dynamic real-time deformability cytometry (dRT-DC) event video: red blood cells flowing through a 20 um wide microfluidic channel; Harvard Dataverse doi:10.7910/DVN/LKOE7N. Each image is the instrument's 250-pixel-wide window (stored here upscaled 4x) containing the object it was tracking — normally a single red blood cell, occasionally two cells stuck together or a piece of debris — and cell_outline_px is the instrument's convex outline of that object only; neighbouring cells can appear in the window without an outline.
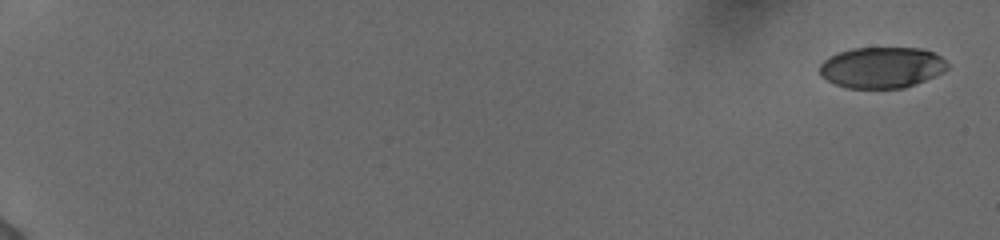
{"species": "human", "species_latin": "Homo sapiens", "temperature_condition": "cold", "stored_images_in_passage": 55, "camera_frame_rate_fps": 3000, "um_per_image_px": 0.085, "donor": {"sex": "female"}, "frame": {"image": 1, "passage_image": 1, "time_ms": 0.0, "image_size_px": [1000, 240], "cell_outline_px": [[948, 68], [924, 80], [904, 88], [844, 88], [832, 84], [820, 76], [820, 64], [828, 56], [852, 48], [920, 48], [932, 52], [940, 56], [948, 64]], "centroid_in_image_um": [74.88, 5.74], "position_along_channel_um": 10.1, "area_um2": 30.52}}
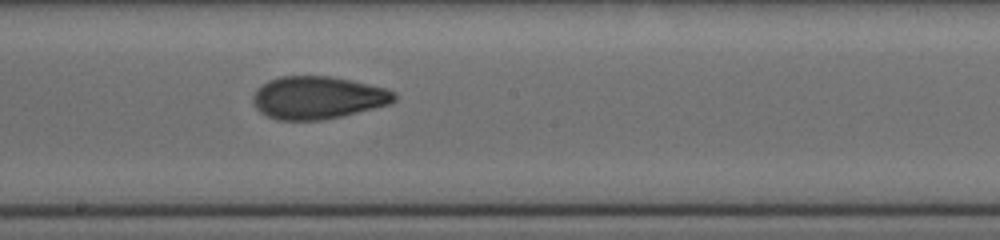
{"frame": {"image": 2, "passage_image": 34, "time_ms": 11.0, "image_size_px": [1000, 240], "cell_outline_px": [[396, 100], [388, 104], [340, 116], [320, 120], [276, 120], [260, 112], [252, 104], [252, 96], [256, 88], [268, 80], [280, 76], [332, 76], [352, 80], [388, 88], [396, 92]], "centroid_in_image_um": [26.98, 8.28], "position_along_channel_um": 221.2, "area_um2": 35.32}}
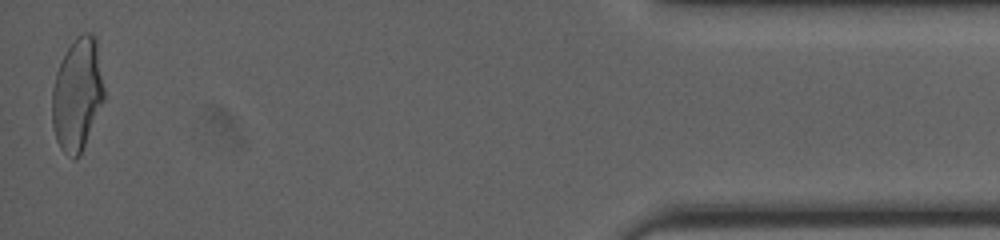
{"frame": {"image": 3, "passage_image": 55, "time_ms": 18.0, "image_size_px": [1000, 240], "cell_outline_px": [[104, 100], [80, 156], [72, 160], [60, 148], [56, 140], [52, 124], [52, 88], [56, 72], [68, 48], [76, 36], [84, 32], [92, 32], [96, 36], [104, 92]], "centroid_in_image_um": [6.56, 8.04], "position_along_channel_um": 428.6, "area_um2": 34.22}, "authors_computed_cell_mechanics": {"area_um2": 34.1598, "velocity_mm_per_s": 3.9009, "shape_relaxation_time_tau1_ms": null, "shape_relaxation_time_tau2_ms": 1.5111, "deformation_change_tau1": null, "deformation_change_tau2": 0.0753}}